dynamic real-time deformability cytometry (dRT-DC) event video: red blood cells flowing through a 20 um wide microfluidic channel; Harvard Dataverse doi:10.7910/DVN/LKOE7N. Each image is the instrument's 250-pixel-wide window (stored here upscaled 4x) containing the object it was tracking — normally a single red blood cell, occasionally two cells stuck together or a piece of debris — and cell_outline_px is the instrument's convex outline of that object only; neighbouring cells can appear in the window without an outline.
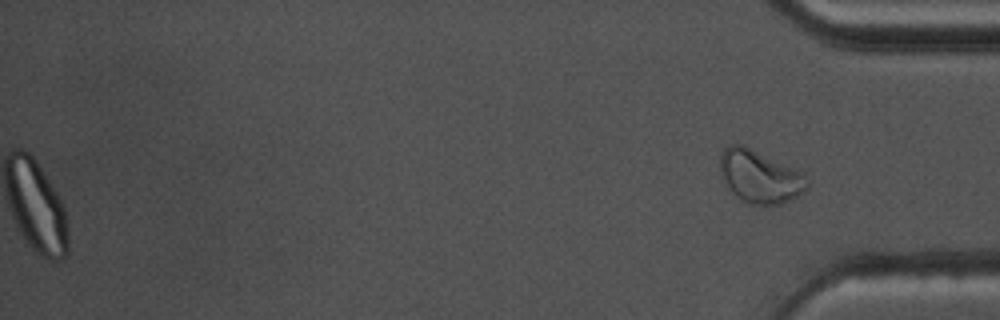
{"species": "common noctule bat (a hibernating species)", "species_latin": "Nyctalus noctula", "temperature_condition": "warm", "stored_images_in_passage": 58, "segment_of_instrument_passage": [2, 2], "camera_frame_rate_fps": 3000, "um_per_image_px": 0.085, "animal": {"sex": "male", "body_mass_g": 17.5, "forearm_length_mm": 52.3}, "frame": {"image": 1, "passage_image": 58, "time_ms": 19.0, "image_size_px": [1000, 320], "cell_outline_px": [[808, 184], [804, 192], [780, 204], [752, 204], [740, 200], [728, 188], [720, 172], [720, 156], [724, 148], [728, 144], [744, 144], [796, 168], [804, 172]], "centroid_in_image_um": [64.57, 14.97], "position_along_channel_um": 370.6, "area_um2": 26.93}}